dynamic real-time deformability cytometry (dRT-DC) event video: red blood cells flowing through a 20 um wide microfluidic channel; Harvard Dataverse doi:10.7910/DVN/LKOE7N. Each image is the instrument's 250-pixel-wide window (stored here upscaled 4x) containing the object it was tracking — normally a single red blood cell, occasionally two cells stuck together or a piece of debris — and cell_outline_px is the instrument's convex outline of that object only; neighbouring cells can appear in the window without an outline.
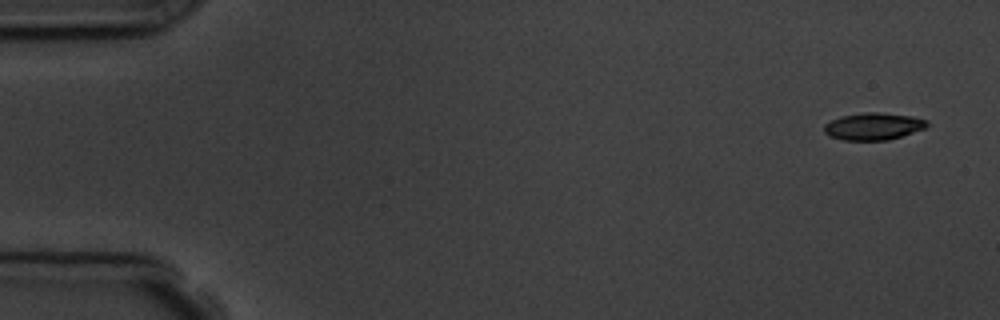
{"species": "common noctule bat (a hibernating species)", "species_latin": "Nyctalus noctula", "temperature_condition": "room temperature", "stored_images_in_passage": 5, "segment_of_instrument_passage": [2, 2], "camera_frame_rate_fps": 3000, "um_per_image_px": 0.085, "animal": {"sex": "male", "body_mass_g": 19.5, "forearm_length_mm": 54.6}, "frame": {"image": 1, "passage_image": 5, "time_ms": 5.667, "image_size_px": [1000, 320], "cell_outline_px": [[928, 124], [924, 128], [888, 140], [844, 140], [832, 136], [824, 132], [824, 124], [840, 116], [864, 112], [880, 112], [912, 116], [928, 120]], "centroid_in_image_um": [74.23, 10.72], "position_along_channel_um": 10.8, "area_um2": 16.13}}